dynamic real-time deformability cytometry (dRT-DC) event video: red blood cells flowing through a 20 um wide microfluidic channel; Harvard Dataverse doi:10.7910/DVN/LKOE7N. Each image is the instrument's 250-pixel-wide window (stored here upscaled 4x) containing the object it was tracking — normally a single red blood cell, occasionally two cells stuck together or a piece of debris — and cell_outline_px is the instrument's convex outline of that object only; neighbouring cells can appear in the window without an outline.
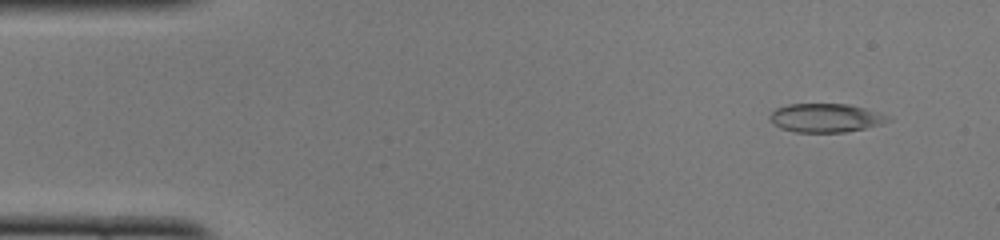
{"species": "common noctule bat (a hibernating species)", "species_latin": "Nyctalus noctula", "temperature_condition": "cold", "stored_images_in_passage": 50, "camera_frame_rate_fps": 3000, "um_per_image_px": 0.085, "animal": {"sex": "female", "body_mass_g": 22.0, "forearm_length_mm": 56.7}, "frame": {"image": 1, "passage_image": 4, "time_ms": 1.0, "image_size_px": [1000, 240], "cell_outline_px": [[892, 116], [888, 120], [880, 124], [864, 128], [844, 132], [796, 132], [780, 128], [772, 124], [768, 116], [776, 108], [788, 104], [848, 104], [864, 108]], "centroid_in_image_um": [70.14, 10.02], "position_along_channel_um": 14.9, "area_um2": 19.71}}
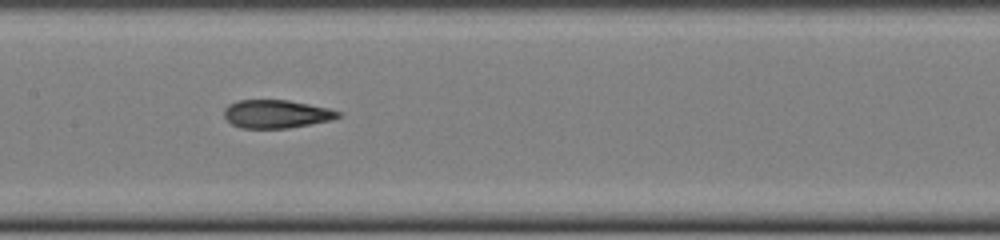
{"frame": {"image": 2, "passage_image": 24, "time_ms": 7.667, "image_size_px": [1000, 240], "cell_outline_px": [[344, 112], [340, 116], [332, 120], [288, 128], [240, 128], [232, 124], [224, 116], [224, 108], [228, 104], [236, 100], [288, 100], [328, 108]], "centroid_in_image_um": [23.49, 9.68], "position_along_channel_um": 183.9, "area_um2": 18.84}}
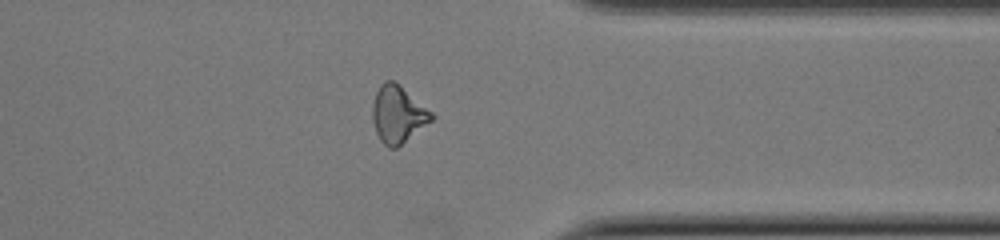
{"frame": {"image": 3, "passage_image": 39, "time_ms": 12.667, "image_size_px": [1000, 240], "cell_outline_px": [[436, 116], [432, 120], [396, 148], [388, 148], [380, 140], [376, 132], [372, 120], [372, 104], [376, 92], [380, 84], [384, 80], [396, 80], [432, 112]], "centroid_in_image_um": [33.81, 9.68], "position_along_channel_um": 377.6, "area_um2": 19.77}, "authors_computed_cell_mechanics": {"area_um2": 19.7676, "velocity_mm_per_s": 4.0119, "shape_relaxation_time_tau1_ms": null, "shape_relaxation_time_tau2_ms": 1.7758, "deformation_change_tau1": null, "deformation_change_tau2": 0.0794}}